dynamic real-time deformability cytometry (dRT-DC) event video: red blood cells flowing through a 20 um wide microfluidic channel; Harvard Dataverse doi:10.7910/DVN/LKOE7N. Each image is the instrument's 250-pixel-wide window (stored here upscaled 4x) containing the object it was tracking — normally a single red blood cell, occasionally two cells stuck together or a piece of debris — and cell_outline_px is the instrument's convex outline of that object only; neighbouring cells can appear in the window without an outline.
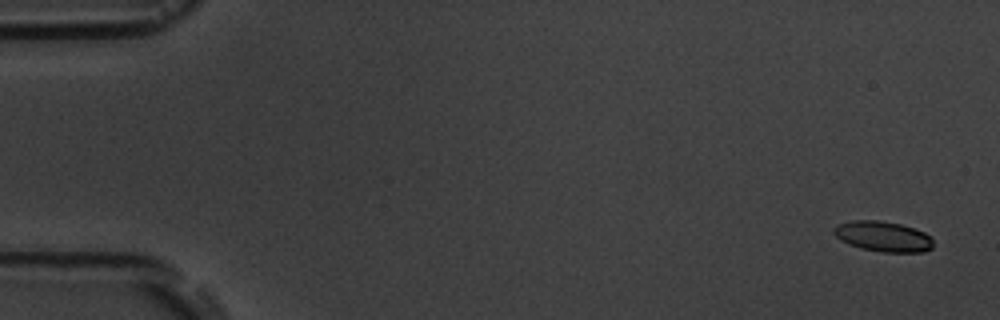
{"species": "common noctule bat (a hibernating species)", "species_latin": "Nyctalus noctula", "temperature_condition": "room temperature", "stored_images_in_passage": 6, "camera_frame_rate_fps": 3000, "um_per_image_px": 0.085, "animal": {"sex": "male", "body_mass_g": 19.5, "forearm_length_mm": 54.6}, "frame": {"image": 1, "passage_image": 1, "time_ms": 0.0, "image_size_px": [1000, 320], "cell_outline_px": [[932, 248], [924, 252], [884, 252], [860, 248], [848, 244], [840, 240], [832, 232], [832, 228], [836, 224], [852, 220], [880, 220], [900, 224], [924, 232], [932, 240]], "centroid_in_image_um": [75.0, 20.09], "position_along_channel_um": 10.0, "area_um2": 17.63}}
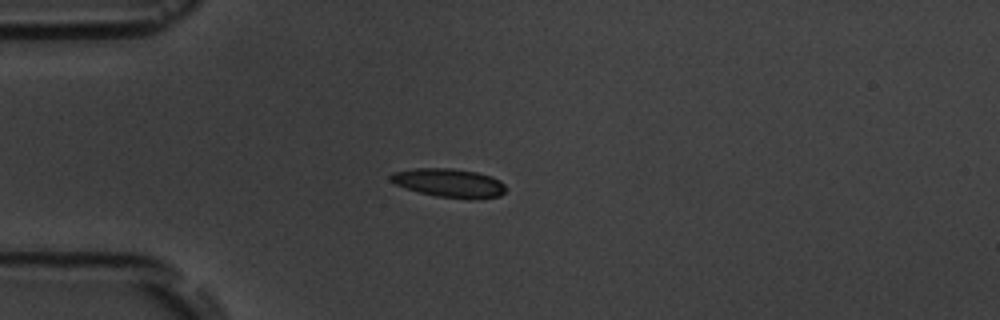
{"frame": {"image": 2, "passage_image": 5, "time_ms": 4.333, "image_size_px": [1000, 320], "cell_outline_px": [[504, 192], [500, 196], [472, 200], [468, 200], [436, 196], [420, 192], [396, 184], [388, 180], [388, 176], [392, 172], [416, 168], [452, 168], [476, 172], [492, 176], [500, 180], [504, 184]], "centroid_in_image_um": [38.18, 15.55], "position_along_channel_um": 46.8, "area_um2": 19.42}}
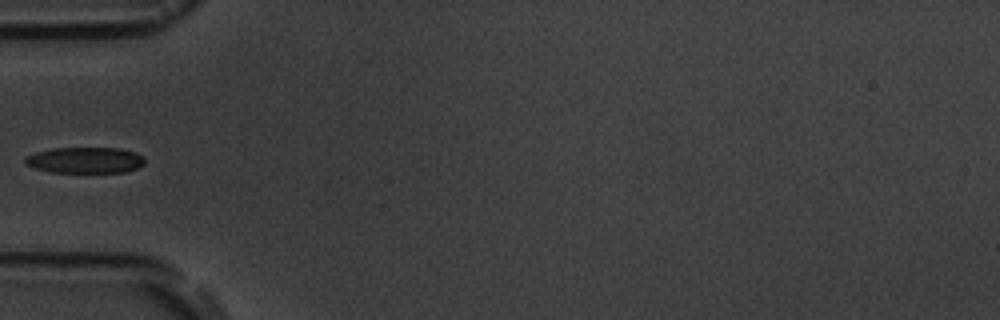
{"frame": {"image": 3, "passage_image": 6, "time_ms": 5.667, "image_size_px": [1000, 320], "cell_outline_px": [[144, 164], [140, 168], [124, 172], [52, 172], [36, 168], [24, 164], [24, 160], [28, 156], [36, 152], [52, 148], [120, 148], [136, 152], [144, 156]], "centroid_in_image_um": [7.28, 13.61], "position_along_channel_um": 77.7, "area_um2": 18.21}}